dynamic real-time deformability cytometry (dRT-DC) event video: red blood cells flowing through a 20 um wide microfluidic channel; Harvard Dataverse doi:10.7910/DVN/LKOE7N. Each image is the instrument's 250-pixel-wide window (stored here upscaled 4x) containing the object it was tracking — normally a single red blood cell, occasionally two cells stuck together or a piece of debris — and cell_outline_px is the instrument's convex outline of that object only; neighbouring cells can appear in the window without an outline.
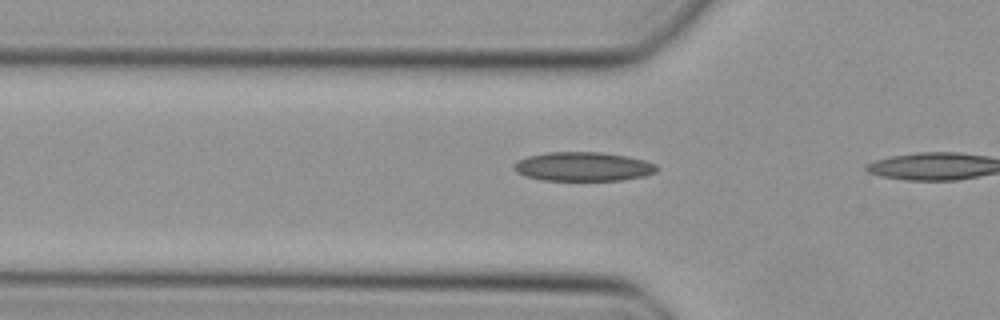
{"species": "Egyptian fruit bat (a non-hibernating species)", "species_latin": "Rousettus aegyptiacus", "temperature_condition": "cold", "stored_images_in_passage": 5, "camera_frame_rate_fps": 3000, "um_per_image_px": 0.085, "animal": {"sex": "female"}, "frame": {"image": 1, "passage_image": 4, "time_ms": 1.0, "image_size_px": [1000, 320], "cell_outline_px": [[660, 168], [656, 172], [644, 176], [620, 180], [544, 180], [524, 176], [516, 172], [512, 168], [512, 164], [528, 156], [548, 152], [600, 152], [628, 156], [644, 160], [656, 164]], "centroid_in_image_um": [49.57, 14.16], "position_along_channel_um": 76.2, "area_um2": 24.28}}